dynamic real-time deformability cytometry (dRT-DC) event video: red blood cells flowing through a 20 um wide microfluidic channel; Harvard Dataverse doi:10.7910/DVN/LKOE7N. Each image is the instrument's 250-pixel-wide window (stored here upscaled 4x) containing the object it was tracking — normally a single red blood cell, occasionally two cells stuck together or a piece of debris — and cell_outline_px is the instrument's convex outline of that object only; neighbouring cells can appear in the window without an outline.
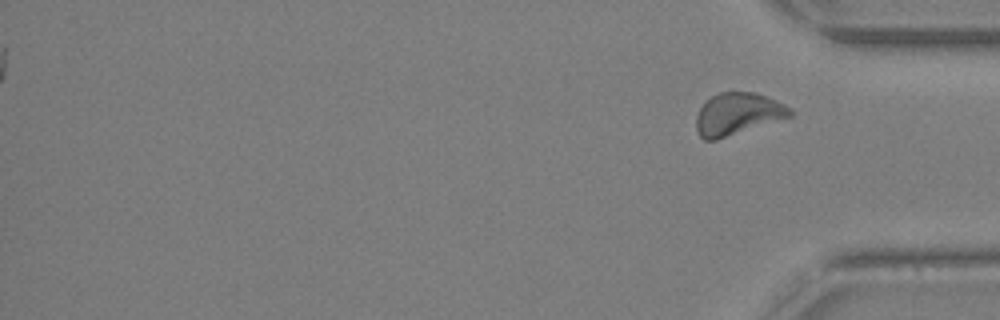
{"species": "Egyptian fruit bat (a non-hibernating species)", "species_latin": "Rousettus aegyptiacus", "temperature_condition": "warm", "stored_images_in_passage": 28, "camera_frame_rate_fps": 3000, "um_per_image_px": 0.085, "animal": {"sex": "female"}, "frame": {"image": 1, "passage_image": 28, "time_ms": 9.0, "image_size_px": [1000, 320], "cell_outline_px": [[792, 116], [716, 140], [704, 140], [700, 136], [696, 128], [696, 116], [700, 108], [712, 96], [720, 92], [756, 92], [776, 100], [792, 108]], "centroid_in_image_um": [62.71, 9.68], "position_along_channel_um": 372.5, "area_um2": 22.89}}